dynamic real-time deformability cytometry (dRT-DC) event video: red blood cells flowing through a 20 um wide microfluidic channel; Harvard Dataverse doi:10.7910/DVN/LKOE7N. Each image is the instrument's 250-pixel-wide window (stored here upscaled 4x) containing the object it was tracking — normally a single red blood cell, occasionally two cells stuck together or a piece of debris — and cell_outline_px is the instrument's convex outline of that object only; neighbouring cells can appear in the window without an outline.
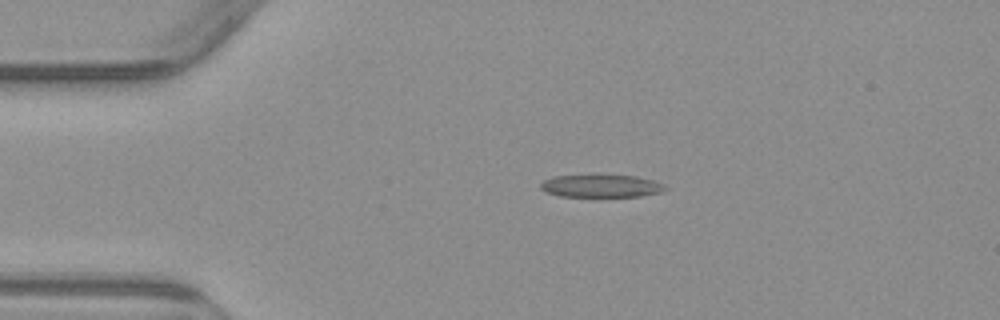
{"species": "common noctule bat (a hibernating species)", "species_latin": "Nyctalus noctula", "temperature_condition": "warm", "stored_images_in_passage": 5, "camera_frame_rate_fps": 3000, "um_per_image_px": 0.085, "animal": {"sex": "male", "body_mass_g": 23.1, "forearm_length_mm": 52.7}, "frame": {"image": 1, "passage_image": 3, "time_ms": 2.667, "image_size_px": [1000, 320], "cell_outline_px": [[668, 188], [664, 192], [640, 196], [560, 196], [548, 192], [540, 188], [540, 184], [544, 180], [552, 176], [636, 176], [656, 180], [664, 184]], "centroid_in_image_um": [51.17, 15.81], "position_along_channel_um": 33.8, "area_um2": 16.24}}
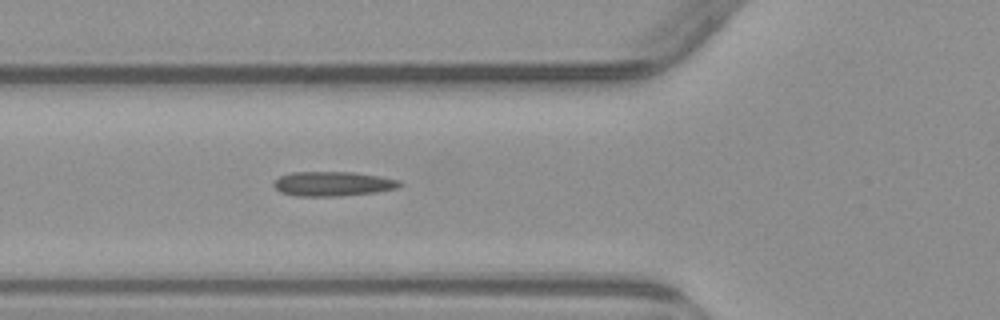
{"frame": {"image": 2, "passage_image": 5, "time_ms": 5.333, "image_size_px": [1000, 320], "cell_outline_px": [[404, 184], [396, 188], [376, 192], [340, 196], [296, 196], [280, 192], [272, 184], [280, 176], [292, 172], [352, 172], [380, 176], [400, 180]], "centroid_in_image_um": [28.3, 15.62], "position_along_channel_um": 97.5, "area_um2": 18.03}}